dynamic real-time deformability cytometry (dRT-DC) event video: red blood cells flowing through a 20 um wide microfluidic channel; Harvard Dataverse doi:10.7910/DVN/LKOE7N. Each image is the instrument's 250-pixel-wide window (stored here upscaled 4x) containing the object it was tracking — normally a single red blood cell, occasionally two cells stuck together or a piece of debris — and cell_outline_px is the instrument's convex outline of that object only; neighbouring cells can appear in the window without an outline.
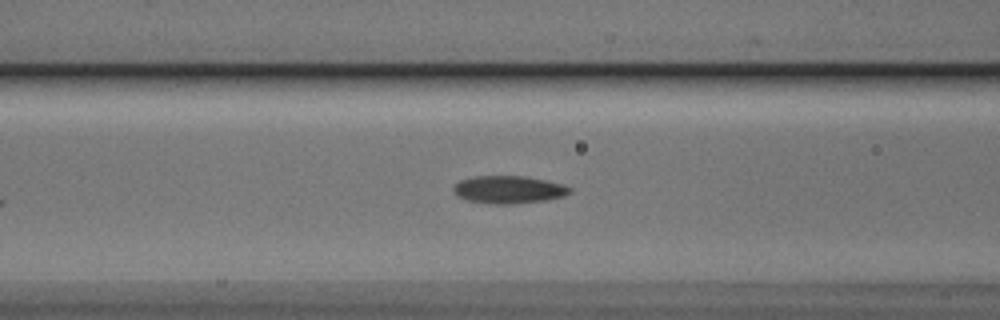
{"species": "Egyptian fruit bat (a non-hibernating species)", "species_latin": "Rousettus aegyptiacus", "temperature_condition": "cold", "stored_images_in_passage": 26, "camera_frame_rate_fps": 3000, "um_per_image_px": 0.085, "animal": {"sex": "male"}, "frame": {"image": 1, "passage_image": 22, "time_ms": 7.0, "image_size_px": [1000, 320], "cell_outline_px": [[572, 192], [564, 196], [544, 200], [512, 204], [488, 204], [468, 200], [460, 196], [452, 188], [460, 180], [472, 176], [524, 176], [564, 184], [572, 188]], "centroid_in_image_um": [43.27, 16.11], "position_along_channel_um": 123.3, "area_um2": 18.67}}
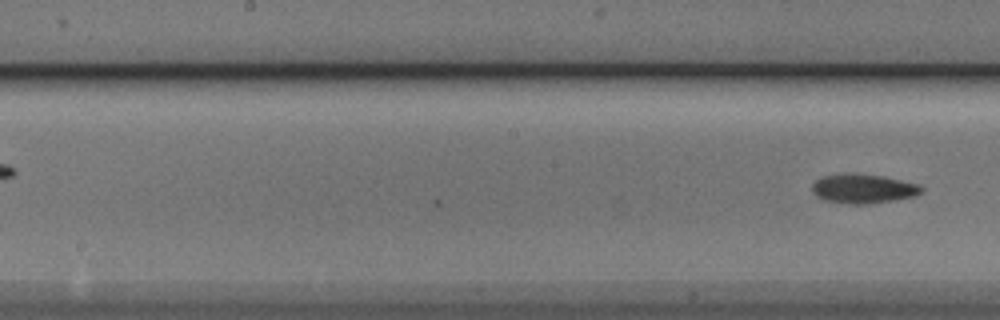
{"frame": {"image": 2, "passage_image": 26, "time_ms": 8.333, "image_size_px": [1000, 320], "cell_outline_px": [[924, 192], [916, 196], [868, 204], [848, 204], [820, 200], [812, 192], [812, 184], [820, 176], [884, 176], [920, 184], [924, 188]], "centroid_in_image_um": [73.41, 16.09], "position_along_channel_um": 174.8, "area_um2": 18.26}}